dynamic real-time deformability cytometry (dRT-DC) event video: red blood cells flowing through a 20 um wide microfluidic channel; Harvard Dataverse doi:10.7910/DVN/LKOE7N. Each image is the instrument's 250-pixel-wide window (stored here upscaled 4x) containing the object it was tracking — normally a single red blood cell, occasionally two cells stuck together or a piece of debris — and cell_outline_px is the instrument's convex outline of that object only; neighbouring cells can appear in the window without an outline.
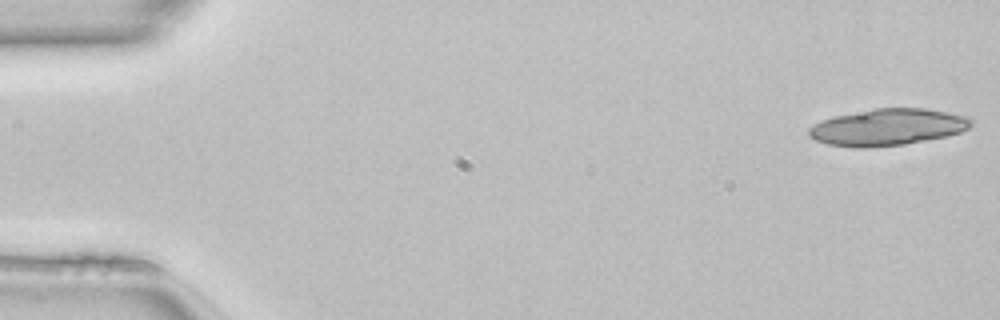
{"species": "common noctule bat (a hibernating species)", "species_latin": "Nyctalus noctula", "temperature_condition": "room temperature", "stored_images_in_passage": 17, "camera_frame_rate_fps": 3000, "um_per_image_px": 0.085, "animal": {"sex": "female", "body_mass_g": 22.7, "forearm_length_mm": 54.2}, "frame": {"image": 1, "passage_image": 1, "time_ms": 0.0, "image_size_px": [1000, 320], "cell_outline_px": [[972, 124], [968, 128], [960, 132], [948, 136], [904, 144], [872, 148], [852, 148], [828, 144], [816, 140], [808, 136], [808, 128], [820, 120], [836, 116], [872, 108], [924, 108], [968, 116], [972, 120]], "centroid_in_image_um": [75.43, 10.81], "position_along_channel_um": 9.6, "area_um2": 34.91}}